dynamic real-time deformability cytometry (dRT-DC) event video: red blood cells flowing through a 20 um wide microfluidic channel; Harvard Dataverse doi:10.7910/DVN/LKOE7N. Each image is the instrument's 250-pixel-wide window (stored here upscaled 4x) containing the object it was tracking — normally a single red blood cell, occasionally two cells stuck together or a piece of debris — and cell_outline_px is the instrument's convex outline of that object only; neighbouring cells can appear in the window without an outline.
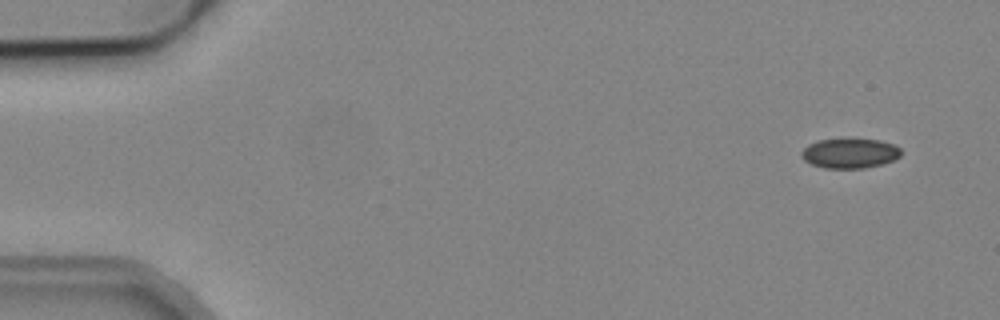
{"species": "common noctule bat (a hibernating species)", "species_latin": "Nyctalus noctula", "temperature_condition": "cold", "stored_images_in_passage": 4, "camera_frame_rate_fps": 3000, "um_per_image_px": 0.085, "animal": {"sex": "male", "body_mass_g": 19.2, "forearm_length_mm": 51.8}, "frame": {"image": 1, "passage_image": 1, "time_ms": 0.0, "image_size_px": [1000, 320], "cell_outline_px": [[900, 156], [884, 164], [864, 168], [824, 168], [812, 164], [804, 160], [800, 156], [800, 152], [808, 144], [816, 140], [880, 140], [896, 144], [900, 148]], "centroid_in_image_um": [72.22, 13.04], "position_along_channel_um": 12.8, "area_um2": 17.22}}
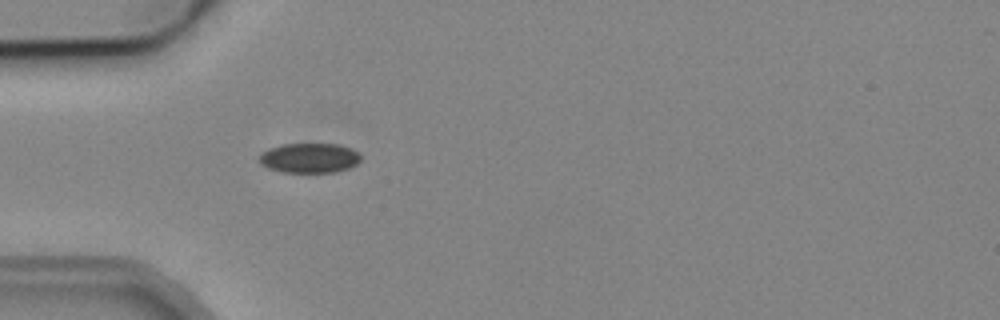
{"frame": {"image": 2, "passage_image": 4, "time_ms": 4.333, "image_size_px": [1000, 320], "cell_outline_px": [[360, 160], [356, 164], [348, 168], [332, 172], [284, 172], [268, 168], [260, 164], [256, 156], [260, 152], [268, 148], [280, 144], [340, 144], [352, 148], [360, 156]], "centroid_in_image_um": [26.23, 13.41], "position_along_channel_um": 58.8, "area_um2": 17.8}}